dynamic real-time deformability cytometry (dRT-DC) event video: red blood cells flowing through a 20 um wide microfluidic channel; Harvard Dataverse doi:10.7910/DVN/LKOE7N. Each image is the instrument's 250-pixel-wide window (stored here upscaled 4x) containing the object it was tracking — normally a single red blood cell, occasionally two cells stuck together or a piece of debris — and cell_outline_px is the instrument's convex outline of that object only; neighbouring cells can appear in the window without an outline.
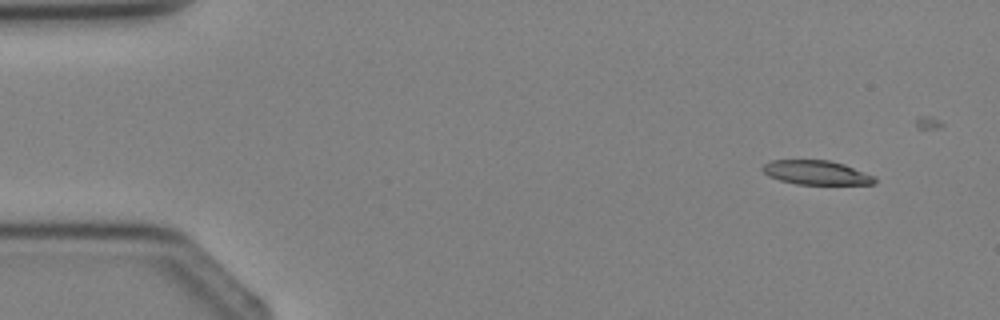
{"species": "Egyptian fruit bat (a non-hibernating species)", "species_latin": "Rousettus aegyptiacus", "temperature_condition": "cold", "stored_images_in_passage": 5, "camera_frame_rate_fps": 3000, "um_per_image_px": 0.085, "animal": {"sex": "female"}, "frame": {"image": 1, "passage_image": 1, "time_ms": 0.0, "image_size_px": [1000, 320], "cell_outline_px": [[876, 184], [796, 184], [780, 180], [768, 176], [760, 168], [764, 164], [772, 160], [828, 160], [844, 164], [876, 176]], "centroid_in_image_um": [69.4, 14.67], "position_along_channel_um": 15.6, "area_um2": 15.84}}
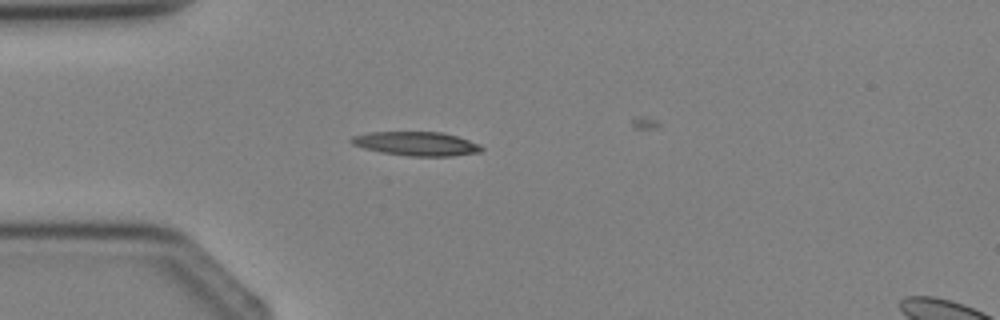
{"frame": {"image": 2, "passage_image": 3, "time_ms": 2.333, "image_size_px": [1000, 320], "cell_outline_px": [[484, 148], [480, 152], [452, 156], [408, 156], [384, 152], [364, 148], [352, 144], [348, 140], [352, 136], [368, 132], [444, 132], [480, 144]], "centroid_in_image_um": [35.39, 12.21], "position_along_channel_um": 49.6, "area_um2": 18.15}}